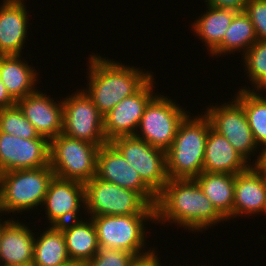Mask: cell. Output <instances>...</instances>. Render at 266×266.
<instances>
[{
	"mask_svg": "<svg viewBox=\"0 0 266 266\" xmlns=\"http://www.w3.org/2000/svg\"><path fill=\"white\" fill-rule=\"evenodd\" d=\"M227 221L203 193L195 179H169L157 195L155 222L177 224L190 232H203Z\"/></svg>",
	"mask_w": 266,
	"mask_h": 266,
	"instance_id": "obj_1",
	"label": "cell"
},
{
	"mask_svg": "<svg viewBox=\"0 0 266 266\" xmlns=\"http://www.w3.org/2000/svg\"><path fill=\"white\" fill-rule=\"evenodd\" d=\"M88 62L87 87L82 90L103 116L120 101L135 94L154 74L95 53Z\"/></svg>",
	"mask_w": 266,
	"mask_h": 266,
	"instance_id": "obj_2",
	"label": "cell"
},
{
	"mask_svg": "<svg viewBox=\"0 0 266 266\" xmlns=\"http://www.w3.org/2000/svg\"><path fill=\"white\" fill-rule=\"evenodd\" d=\"M211 123L205 114H187L179 123L174 141L166 151L169 179H195L203 172L206 140Z\"/></svg>",
	"mask_w": 266,
	"mask_h": 266,
	"instance_id": "obj_3",
	"label": "cell"
},
{
	"mask_svg": "<svg viewBox=\"0 0 266 266\" xmlns=\"http://www.w3.org/2000/svg\"><path fill=\"white\" fill-rule=\"evenodd\" d=\"M50 165L36 169L0 174V213L11 215L42 207L50 181L54 177Z\"/></svg>",
	"mask_w": 266,
	"mask_h": 266,
	"instance_id": "obj_4",
	"label": "cell"
},
{
	"mask_svg": "<svg viewBox=\"0 0 266 266\" xmlns=\"http://www.w3.org/2000/svg\"><path fill=\"white\" fill-rule=\"evenodd\" d=\"M85 210L91 217L105 215L155 214L138 192L122 188L94 176L84 183Z\"/></svg>",
	"mask_w": 266,
	"mask_h": 266,
	"instance_id": "obj_5",
	"label": "cell"
},
{
	"mask_svg": "<svg viewBox=\"0 0 266 266\" xmlns=\"http://www.w3.org/2000/svg\"><path fill=\"white\" fill-rule=\"evenodd\" d=\"M98 145L64 134L50 141V166L60 179L86 183L96 176Z\"/></svg>",
	"mask_w": 266,
	"mask_h": 266,
	"instance_id": "obj_6",
	"label": "cell"
},
{
	"mask_svg": "<svg viewBox=\"0 0 266 266\" xmlns=\"http://www.w3.org/2000/svg\"><path fill=\"white\" fill-rule=\"evenodd\" d=\"M91 219L97 231L99 246L124 250L134 255L152 249L146 247L145 226L148 221L155 223V214L105 215Z\"/></svg>",
	"mask_w": 266,
	"mask_h": 266,
	"instance_id": "obj_7",
	"label": "cell"
},
{
	"mask_svg": "<svg viewBox=\"0 0 266 266\" xmlns=\"http://www.w3.org/2000/svg\"><path fill=\"white\" fill-rule=\"evenodd\" d=\"M172 100L167 95H156L146 106L135 136L167 151L174 141L179 123L189 113Z\"/></svg>",
	"mask_w": 266,
	"mask_h": 266,
	"instance_id": "obj_8",
	"label": "cell"
},
{
	"mask_svg": "<svg viewBox=\"0 0 266 266\" xmlns=\"http://www.w3.org/2000/svg\"><path fill=\"white\" fill-rule=\"evenodd\" d=\"M110 143L139 173L142 181L158 195L169 178L166 169V151L151 146L135 135L120 136Z\"/></svg>",
	"mask_w": 266,
	"mask_h": 266,
	"instance_id": "obj_9",
	"label": "cell"
},
{
	"mask_svg": "<svg viewBox=\"0 0 266 266\" xmlns=\"http://www.w3.org/2000/svg\"><path fill=\"white\" fill-rule=\"evenodd\" d=\"M62 103V134L98 146L108 143L103 115L82 89L63 98Z\"/></svg>",
	"mask_w": 266,
	"mask_h": 266,
	"instance_id": "obj_10",
	"label": "cell"
},
{
	"mask_svg": "<svg viewBox=\"0 0 266 266\" xmlns=\"http://www.w3.org/2000/svg\"><path fill=\"white\" fill-rule=\"evenodd\" d=\"M203 112L210 120L211 127L223 135L234 149L250 164L251 155L255 156V151H261L256 144L253 133L243 106L234 98L230 102L222 105L205 106ZM258 149V151L256 150Z\"/></svg>",
	"mask_w": 266,
	"mask_h": 266,
	"instance_id": "obj_11",
	"label": "cell"
},
{
	"mask_svg": "<svg viewBox=\"0 0 266 266\" xmlns=\"http://www.w3.org/2000/svg\"><path fill=\"white\" fill-rule=\"evenodd\" d=\"M50 165L47 138L23 139L0 131V174Z\"/></svg>",
	"mask_w": 266,
	"mask_h": 266,
	"instance_id": "obj_12",
	"label": "cell"
},
{
	"mask_svg": "<svg viewBox=\"0 0 266 266\" xmlns=\"http://www.w3.org/2000/svg\"><path fill=\"white\" fill-rule=\"evenodd\" d=\"M153 80L154 75L135 94L120 101L103 116L108 142L120 136L135 135L146 106L157 95L153 92Z\"/></svg>",
	"mask_w": 266,
	"mask_h": 266,
	"instance_id": "obj_13",
	"label": "cell"
},
{
	"mask_svg": "<svg viewBox=\"0 0 266 266\" xmlns=\"http://www.w3.org/2000/svg\"><path fill=\"white\" fill-rule=\"evenodd\" d=\"M50 226L76 221L80 209L85 208L84 183L60 179L56 176L50 181L42 206Z\"/></svg>",
	"mask_w": 266,
	"mask_h": 266,
	"instance_id": "obj_14",
	"label": "cell"
},
{
	"mask_svg": "<svg viewBox=\"0 0 266 266\" xmlns=\"http://www.w3.org/2000/svg\"><path fill=\"white\" fill-rule=\"evenodd\" d=\"M96 177L122 188L138 192L150 205H155L157 195L142 181L139 173L110 143L99 147Z\"/></svg>",
	"mask_w": 266,
	"mask_h": 266,
	"instance_id": "obj_15",
	"label": "cell"
},
{
	"mask_svg": "<svg viewBox=\"0 0 266 266\" xmlns=\"http://www.w3.org/2000/svg\"><path fill=\"white\" fill-rule=\"evenodd\" d=\"M58 102V103H57ZM54 101V98L36 91L19 99L16 104L23 111L37 133L51 141L63 131V103Z\"/></svg>",
	"mask_w": 266,
	"mask_h": 266,
	"instance_id": "obj_16",
	"label": "cell"
},
{
	"mask_svg": "<svg viewBox=\"0 0 266 266\" xmlns=\"http://www.w3.org/2000/svg\"><path fill=\"white\" fill-rule=\"evenodd\" d=\"M266 207V174L256 165L235 175L233 219L264 214ZM247 215V216H246Z\"/></svg>",
	"mask_w": 266,
	"mask_h": 266,
	"instance_id": "obj_17",
	"label": "cell"
},
{
	"mask_svg": "<svg viewBox=\"0 0 266 266\" xmlns=\"http://www.w3.org/2000/svg\"><path fill=\"white\" fill-rule=\"evenodd\" d=\"M28 15L24 0H4L1 3L0 55H21L28 37Z\"/></svg>",
	"mask_w": 266,
	"mask_h": 266,
	"instance_id": "obj_18",
	"label": "cell"
},
{
	"mask_svg": "<svg viewBox=\"0 0 266 266\" xmlns=\"http://www.w3.org/2000/svg\"><path fill=\"white\" fill-rule=\"evenodd\" d=\"M21 223L11 217L3 224L0 238V266L33 262L35 233L26 223Z\"/></svg>",
	"mask_w": 266,
	"mask_h": 266,
	"instance_id": "obj_19",
	"label": "cell"
},
{
	"mask_svg": "<svg viewBox=\"0 0 266 266\" xmlns=\"http://www.w3.org/2000/svg\"><path fill=\"white\" fill-rule=\"evenodd\" d=\"M250 166L223 135L210 127L205 146L203 172L236 175Z\"/></svg>",
	"mask_w": 266,
	"mask_h": 266,
	"instance_id": "obj_20",
	"label": "cell"
},
{
	"mask_svg": "<svg viewBox=\"0 0 266 266\" xmlns=\"http://www.w3.org/2000/svg\"><path fill=\"white\" fill-rule=\"evenodd\" d=\"M25 60L21 55H0V78L16 102L38 90L39 74Z\"/></svg>",
	"mask_w": 266,
	"mask_h": 266,
	"instance_id": "obj_21",
	"label": "cell"
},
{
	"mask_svg": "<svg viewBox=\"0 0 266 266\" xmlns=\"http://www.w3.org/2000/svg\"><path fill=\"white\" fill-rule=\"evenodd\" d=\"M87 221L79 219L58 226L64 234L67 252L72 263L81 266L92 259L99 248L94 222L91 217Z\"/></svg>",
	"mask_w": 266,
	"mask_h": 266,
	"instance_id": "obj_22",
	"label": "cell"
},
{
	"mask_svg": "<svg viewBox=\"0 0 266 266\" xmlns=\"http://www.w3.org/2000/svg\"><path fill=\"white\" fill-rule=\"evenodd\" d=\"M205 7L208 10L198 16L199 18L193 22L191 28L193 33H196L195 35L205 43L207 51L211 54L222 43L226 30L238 12L209 5Z\"/></svg>",
	"mask_w": 266,
	"mask_h": 266,
	"instance_id": "obj_23",
	"label": "cell"
},
{
	"mask_svg": "<svg viewBox=\"0 0 266 266\" xmlns=\"http://www.w3.org/2000/svg\"><path fill=\"white\" fill-rule=\"evenodd\" d=\"M195 180L216 210L227 221L233 219L235 175L202 172Z\"/></svg>",
	"mask_w": 266,
	"mask_h": 266,
	"instance_id": "obj_24",
	"label": "cell"
},
{
	"mask_svg": "<svg viewBox=\"0 0 266 266\" xmlns=\"http://www.w3.org/2000/svg\"><path fill=\"white\" fill-rule=\"evenodd\" d=\"M40 236H37L39 235ZM72 261L68 255L64 234L57 226H48L35 234L33 266H68Z\"/></svg>",
	"mask_w": 266,
	"mask_h": 266,
	"instance_id": "obj_25",
	"label": "cell"
},
{
	"mask_svg": "<svg viewBox=\"0 0 266 266\" xmlns=\"http://www.w3.org/2000/svg\"><path fill=\"white\" fill-rule=\"evenodd\" d=\"M257 41L255 28L249 16L243 11L238 12L225 32L222 43L209 55L218 56L245 52ZM234 52V53H233Z\"/></svg>",
	"mask_w": 266,
	"mask_h": 266,
	"instance_id": "obj_26",
	"label": "cell"
},
{
	"mask_svg": "<svg viewBox=\"0 0 266 266\" xmlns=\"http://www.w3.org/2000/svg\"><path fill=\"white\" fill-rule=\"evenodd\" d=\"M240 88L235 99L243 106L254 140L262 149L266 146V98L255 95L249 86Z\"/></svg>",
	"mask_w": 266,
	"mask_h": 266,
	"instance_id": "obj_27",
	"label": "cell"
},
{
	"mask_svg": "<svg viewBox=\"0 0 266 266\" xmlns=\"http://www.w3.org/2000/svg\"><path fill=\"white\" fill-rule=\"evenodd\" d=\"M0 131L23 139L45 138L37 133L17 104L0 109Z\"/></svg>",
	"mask_w": 266,
	"mask_h": 266,
	"instance_id": "obj_28",
	"label": "cell"
},
{
	"mask_svg": "<svg viewBox=\"0 0 266 266\" xmlns=\"http://www.w3.org/2000/svg\"><path fill=\"white\" fill-rule=\"evenodd\" d=\"M252 88L266 76V41L257 40L242 56Z\"/></svg>",
	"mask_w": 266,
	"mask_h": 266,
	"instance_id": "obj_29",
	"label": "cell"
},
{
	"mask_svg": "<svg viewBox=\"0 0 266 266\" xmlns=\"http://www.w3.org/2000/svg\"><path fill=\"white\" fill-rule=\"evenodd\" d=\"M134 256L124 250L99 246L96 255L83 266H129Z\"/></svg>",
	"mask_w": 266,
	"mask_h": 266,
	"instance_id": "obj_30",
	"label": "cell"
},
{
	"mask_svg": "<svg viewBox=\"0 0 266 266\" xmlns=\"http://www.w3.org/2000/svg\"><path fill=\"white\" fill-rule=\"evenodd\" d=\"M244 12L255 28L257 40L266 41V0H248Z\"/></svg>",
	"mask_w": 266,
	"mask_h": 266,
	"instance_id": "obj_31",
	"label": "cell"
},
{
	"mask_svg": "<svg viewBox=\"0 0 266 266\" xmlns=\"http://www.w3.org/2000/svg\"><path fill=\"white\" fill-rule=\"evenodd\" d=\"M156 252L157 250H155V248H152V250L150 249L143 254L135 255L131 260L129 266H164L161 264L159 260L160 258L157 257L159 254Z\"/></svg>",
	"mask_w": 266,
	"mask_h": 266,
	"instance_id": "obj_32",
	"label": "cell"
},
{
	"mask_svg": "<svg viewBox=\"0 0 266 266\" xmlns=\"http://www.w3.org/2000/svg\"><path fill=\"white\" fill-rule=\"evenodd\" d=\"M248 0H205V5L216 8L233 9L237 12L245 11ZM207 2V3H206Z\"/></svg>",
	"mask_w": 266,
	"mask_h": 266,
	"instance_id": "obj_33",
	"label": "cell"
},
{
	"mask_svg": "<svg viewBox=\"0 0 266 266\" xmlns=\"http://www.w3.org/2000/svg\"><path fill=\"white\" fill-rule=\"evenodd\" d=\"M14 105H16V101L10 96L0 78V109L9 108Z\"/></svg>",
	"mask_w": 266,
	"mask_h": 266,
	"instance_id": "obj_34",
	"label": "cell"
},
{
	"mask_svg": "<svg viewBox=\"0 0 266 266\" xmlns=\"http://www.w3.org/2000/svg\"><path fill=\"white\" fill-rule=\"evenodd\" d=\"M256 155L257 159H254L252 165H256L261 171L266 174V146ZM255 161V162H254Z\"/></svg>",
	"mask_w": 266,
	"mask_h": 266,
	"instance_id": "obj_35",
	"label": "cell"
},
{
	"mask_svg": "<svg viewBox=\"0 0 266 266\" xmlns=\"http://www.w3.org/2000/svg\"><path fill=\"white\" fill-rule=\"evenodd\" d=\"M255 88V89H254ZM253 89H251L250 91H252L255 95L262 97V98H266L264 92L266 89V76H264L255 86ZM263 90V91H262ZM263 92V93H262ZM261 93V94H260ZM265 96V97H264Z\"/></svg>",
	"mask_w": 266,
	"mask_h": 266,
	"instance_id": "obj_36",
	"label": "cell"
},
{
	"mask_svg": "<svg viewBox=\"0 0 266 266\" xmlns=\"http://www.w3.org/2000/svg\"><path fill=\"white\" fill-rule=\"evenodd\" d=\"M1 215V213H0ZM1 217V216H0ZM6 222V219L5 221H2V218L0 219V238H1V232H2V227H3V224Z\"/></svg>",
	"mask_w": 266,
	"mask_h": 266,
	"instance_id": "obj_37",
	"label": "cell"
},
{
	"mask_svg": "<svg viewBox=\"0 0 266 266\" xmlns=\"http://www.w3.org/2000/svg\"><path fill=\"white\" fill-rule=\"evenodd\" d=\"M8 266H33L32 263L29 264H15V265H8Z\"/></svg>",
	"mask_w": 266,
	"mask_h": 266,
	"instance_id": "obj_38",
	"label": "cell"
},
{
	"mask_svg": "<svg viewBox=\"0 0 266 266\" xmlns=\"http://www.w3.org/2000/svg\"><path fill=\"white\" fill-rule=\"evenodd\" d=\"M68 266H81V265H78V264H74V263H72V264H70V265H68Z\"/></svg>",
	"mask_w": 266,
	"mask_h": 266,
	"instance_id": "obj_39",
	"label": "cell"
}]
</instances>
